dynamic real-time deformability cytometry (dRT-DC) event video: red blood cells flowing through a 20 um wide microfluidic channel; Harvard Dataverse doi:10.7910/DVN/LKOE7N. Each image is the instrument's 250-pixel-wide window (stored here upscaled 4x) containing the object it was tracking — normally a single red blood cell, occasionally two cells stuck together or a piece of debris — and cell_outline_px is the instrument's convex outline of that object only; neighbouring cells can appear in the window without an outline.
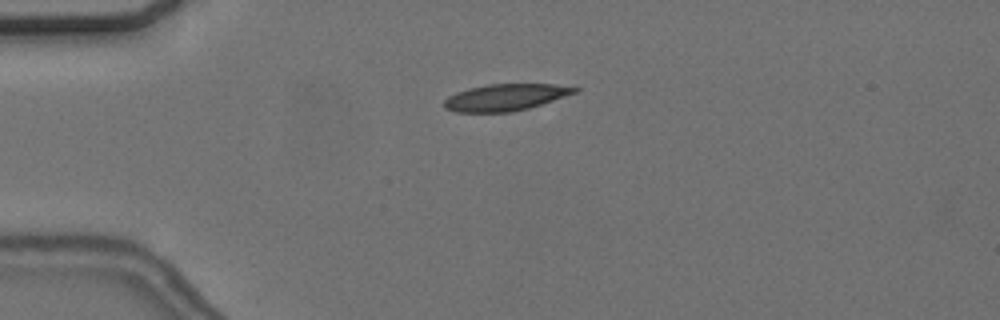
{"species": "common noctule bat (a hibernating species)", "species_latin": "Nyctalus noctula", "temperature_condition": "cold", "stored_images_in_passage": 47, "camera_frame_rate_fps": 3000, "um_per_image_px": 0.085, "animal": {"sex": "female", "body_mass_g": 24.6, "forearm_length_mm": 56.2}, "frame": {"image": 1, "passage_image": 5, "time_ms": 1.333, "image_size_px": [1000, 320], "cell_outline_px": [[580, 88], [576, 92], [528, 108], [512, 112], [456, 112], [444, 108], [444, 100], [448, 96], [456, 92], [468, 88], [488, 84], [556, 84]], "centroid_in_image_um": [42.91, 8.27], "position_along_channel_um": 42.1, "area_um2": 20.17}}
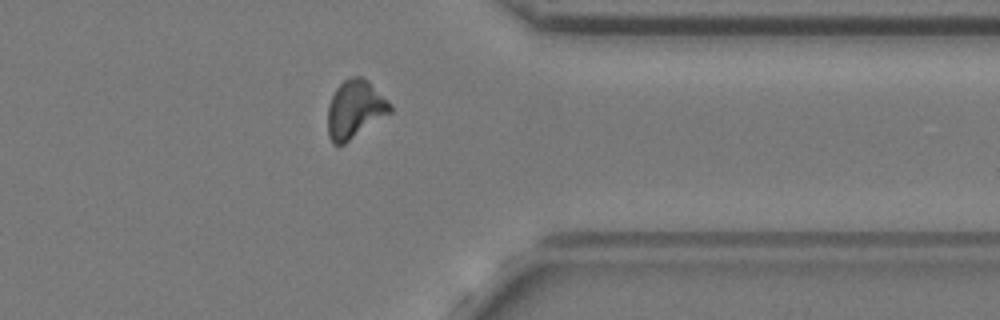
{"frame": {"image": 2, "passage_image": 36, "time_ms": 11.667, "image_size_px": [1000, 320], "cell_outline_px": [[392, 112], [344, 144], [332, 144], [328, 136], [328, 104], [336, 88], [344, 80], [352, 76], [364, 76], [392, 104]], "centroid_in_image_um": [30.18, 9.28], "position_along_channel_um": 381.2, "area_um2": 21.21}}
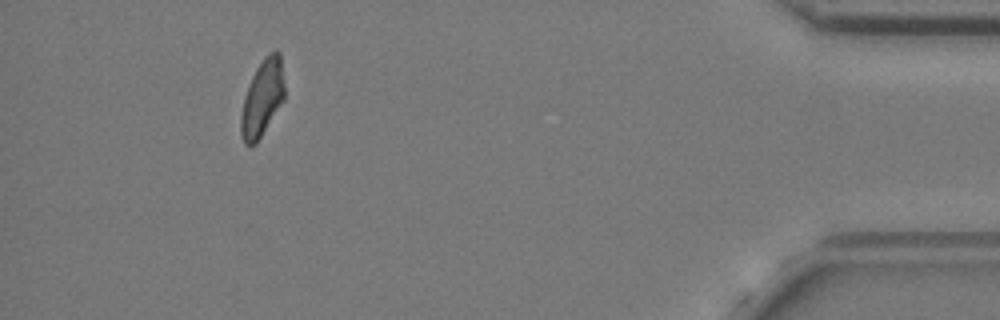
{"frame": {"image": 3, "passage_image": 43, "time_ms": 14.0, "image_size_px": [1000, 320], "cell_outline_px": [[284, 100], [256, 144], [248, 148], [244, 144], [240, 132], [240, 116], [244, 96], [252, 76], [256, 68], [264, 56], [276, 48], [280, 52], [284, 84]], "centroid_in_image_um": [22.28, 8.35], "position_along_channel_um": 412.9, "area_um2": 19.71}, "authors_computed_cell_mechanics": {"area_um2": 20.5768, "velocity_mm_per_s": 3.638, "shape_relaxation_time_tau1_ms": null, "shape_relaxation_time_tau2_ms": 4.934, "deformation_change_tau1": null, "deformation_change_tau2": 0.1242}}